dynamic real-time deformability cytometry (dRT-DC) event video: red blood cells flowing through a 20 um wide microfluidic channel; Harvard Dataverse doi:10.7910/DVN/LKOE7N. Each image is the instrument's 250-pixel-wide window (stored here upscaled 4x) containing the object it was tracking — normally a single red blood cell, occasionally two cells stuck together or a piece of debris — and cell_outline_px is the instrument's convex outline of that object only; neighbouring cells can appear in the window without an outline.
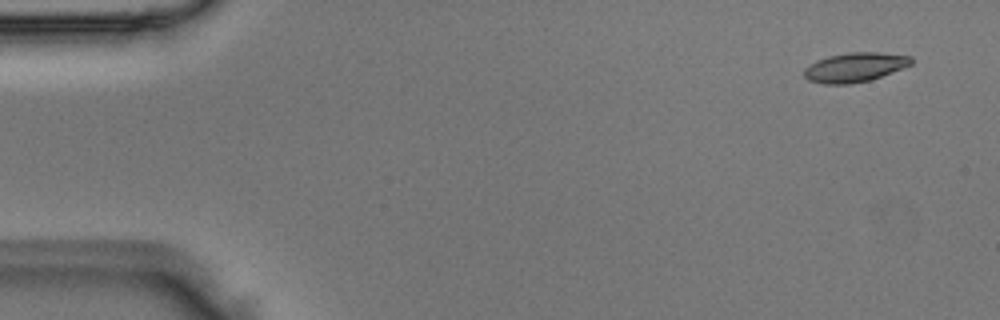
{"species": "Egyptian fruit bat (a non-hibernating species)", "species_latin": "Rousettus aegyptiacus", "temperature_condition": "room temperature", "stored_images_in_passage": 3, "camera_frame_rate_fps": 3000, "um_per_image_px": 0.085, "animal": {"sex": "male"}, "frame": {"image": 1, "passage_image": 1, "time_ms": 0.0, "image_size_px": [1000, 320], "cell_outline_px": [[912, 64], [880, 76], [868, 80], [848, 84], [824, 84], [808, 80], [804, 76], [804, 68], [808, 64], [816, 60], [828, 56], [848, 52], [880, 52], [912, 56]], "centroid_in_image_um": [72.62, 5.7], "position_along_channel_um": 12.4, "area_um2": 18.26}}
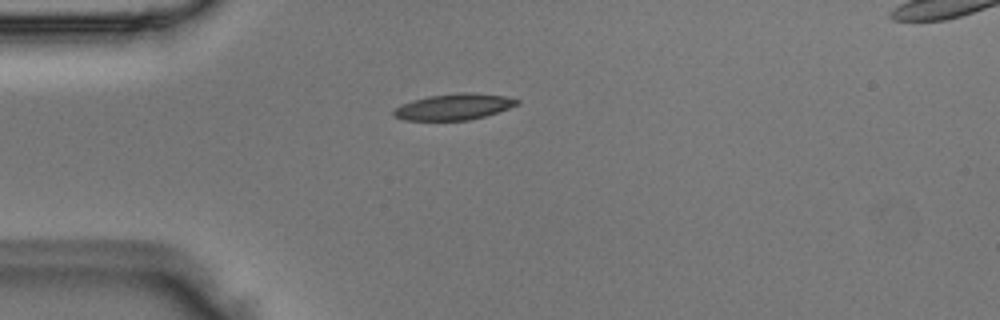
{"frame": {"image": 2, "passage_image": 3, "time_ms": 0.667, "image_size_px": [1000, 320], "cell_outline_px": [[520, 104], [484, 116], [468, 120], [404, 120], [392, 116], [392, 112], [400, 104], [412, 100], [428, 96], [460, 92], [468, 92], [508, 96], [520, 100]], "centroid_in_image_um": [38.56, 9.07], "position_along_channel_um": 46.4, "area_um2": 18.84}}